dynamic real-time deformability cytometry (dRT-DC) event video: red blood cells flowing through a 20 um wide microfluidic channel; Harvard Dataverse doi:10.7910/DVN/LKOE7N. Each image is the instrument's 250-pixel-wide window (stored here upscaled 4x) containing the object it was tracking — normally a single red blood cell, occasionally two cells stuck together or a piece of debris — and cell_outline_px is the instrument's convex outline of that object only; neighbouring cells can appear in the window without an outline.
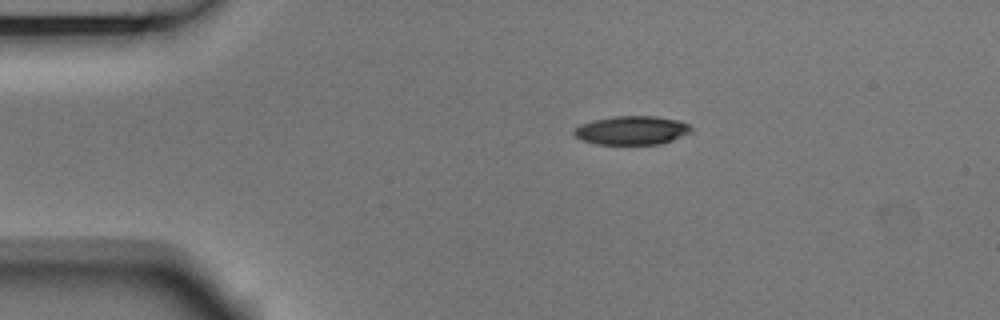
{"species": "Egyptian fruit bat (a non-hibernating species)", "species_latin": "Rousettus aegyptiacus", "temperature_condition": "room temperature", "stored_images_in_passage": 3, "camera_frame_rate_fps": 3000, "um_per_image_px": 0.085, "animal": {"sex": "male"}, "frame": {"image": 1, "passage_image": 1, "time_ms": 0.0, "image_size_px": [1000, 320], "cell_outline_px": [[692, 132], [672, 140], [660, 144], [596, 144], [580, 140], [572, 132], [580, 124], [592, 120], [616, 116], [656, 116], [680, 120], [688, 124], [692, 128]], "centroid_in_image_um": [53.71, 11.07], "position_along_channel_um": 31.3, "area_um2": 19.71}}
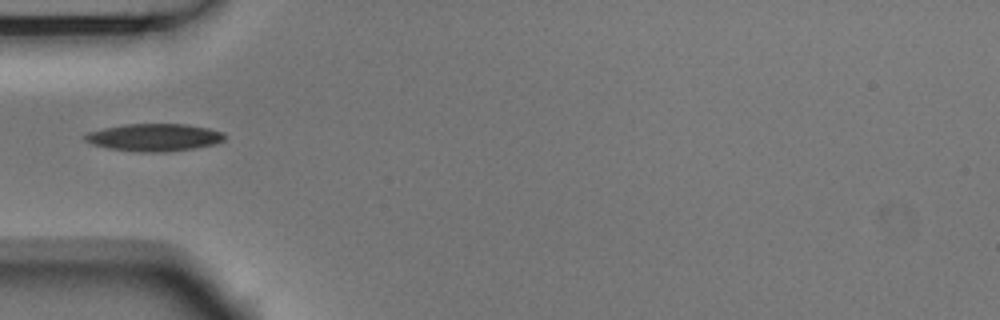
{"frame": {"image": 2, "passage_image": 3, "time_ms": 0.667, "image_size_px": [1000, 320], "cell_outline_px": [[224, 140], [216, 144], [168, 152], [140, 152], [108, 148], [92, 144], [84, 140], [84, 136], [88, 132], [104, 128], [124, 124], [184, 124], [208, 128], [224, 132]], "centroid_in_image_um": [13.11, 11.68], "position_along_channel_um": 71.9, "area_um2": 22.31}}